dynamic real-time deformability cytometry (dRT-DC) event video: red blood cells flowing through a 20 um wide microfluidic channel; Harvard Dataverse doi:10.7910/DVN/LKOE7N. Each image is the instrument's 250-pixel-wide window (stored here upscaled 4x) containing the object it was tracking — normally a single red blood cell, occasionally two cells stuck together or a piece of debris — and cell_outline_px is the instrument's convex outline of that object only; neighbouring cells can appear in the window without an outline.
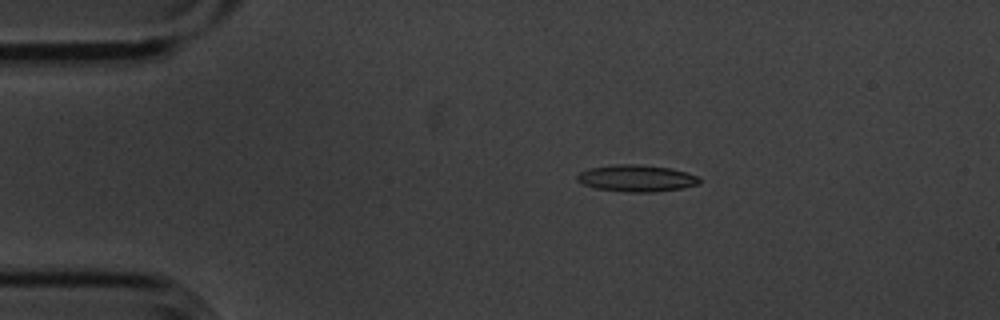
{"species": "common noctule bat (a hibernating species)", "species_latin": "Nyctalus noctula", "temperature_condition": "cold", "stored_images_in_passage": 14, "camera_frame_rate_fps": 3000, "um_per_image_px": 0.085, "animal": {"sex": "male", "body_mass_g": 20.1, "forearm_length_mm": 53.5}, "frame": {"image": 1, "passage_image": 3, "time_ms": 0.667, "image_size_px": [1000, 320], "cell_outline_px": [[700, 184], [680, 188], [652, 192], [628, 192], [596, 188], [584, 184], [576, 180], [576, 176], [580, 172], [588, 168], [616, 164], [640, 164], [672, 168], [696, 176], [700, 180]], "centroid_in_image_um": [54.07, 15.14], "position_along_channel_um": 30.9, "area_um2": 18.96}}
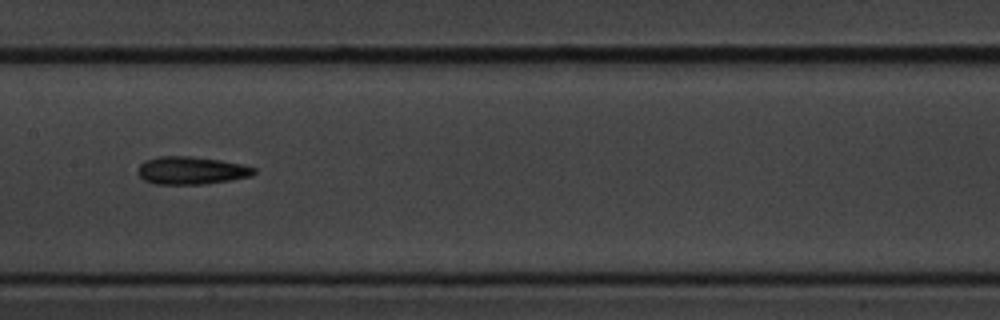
{"frame": {"image": 2, "passage_image": 7, "time_ms": 2.0, "image_size_px": [1000, 320], "cell_outline_px": [[256, 172], [252, 176], [232, 180], [204, 184], [156, 184], [144, 180], [136, 172], [140, 164], [144, 160], [156, 156], [192, 156], [220, 160], [240, 164], [256, 168]], "centroid_in_image_um": [16.24, 14.49], "position_along_channel_um": 191.2, "area_um2": 18.96}}
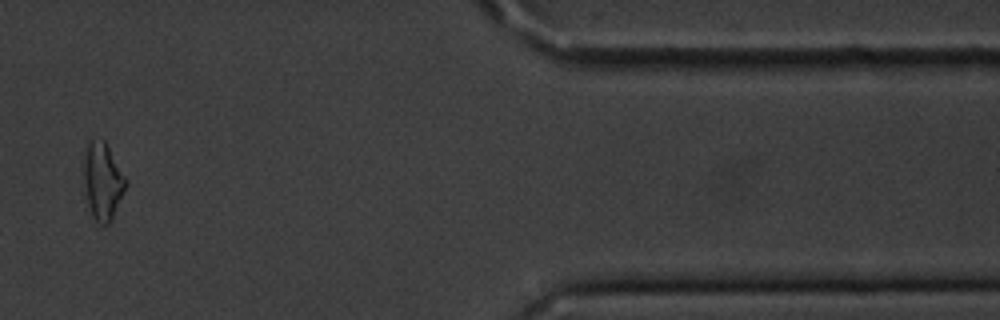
{"frame": {"image": 3, "passage_image": 13, "time_ms": 4.0, "image_size_px": [1000, 320], "cell_outline_px": [[128, 184], [108, 224], [100, 224], [92, 216], [88, 204], [80, 164], [84, 152], [88, 144], [92, 140], [104, 140], [128, 180]], "centroid_in_image_um": [8.69, 15.36], "position_along_channel_um": 402.7, "area_um2": 19.02}}